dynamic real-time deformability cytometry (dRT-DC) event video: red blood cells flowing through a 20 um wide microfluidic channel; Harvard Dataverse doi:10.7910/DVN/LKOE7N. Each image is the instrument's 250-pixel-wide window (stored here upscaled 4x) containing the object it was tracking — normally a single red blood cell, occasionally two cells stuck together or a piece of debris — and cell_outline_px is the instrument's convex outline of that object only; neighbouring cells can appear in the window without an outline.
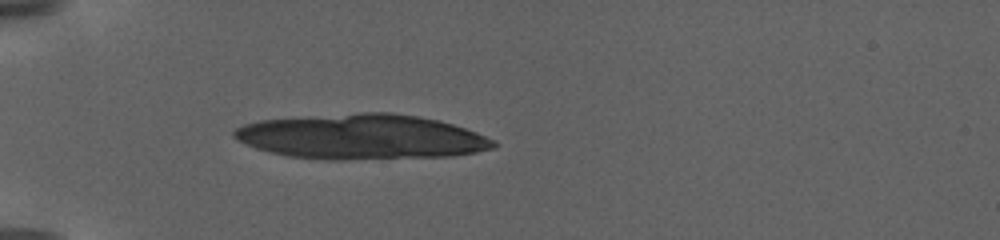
{"species": "human", "species_latin": "Homo sapiens", "temperature_condition": "warm", "stored_images_in_passage": 15, "segment_of_instrument_passage": [1, 2], "camera_frame_rate_fps": 3000, "um_per_image_px": 0.085, "donor": {"sex": "female"}, "frame": {"image": 1, "passage_image": 5, "time_ms": 1.333, "image_size_px": [1000, 240], "cell_outline_px": [[496, 148], [476, 152], [452, 156], [344, 160], [328, 160], [288, 156], [268, 152], [256, 148], [236, 140], [232, 136], [232, 132], [236, 128], [244, 124], [260, 120], [360, 112], [388, 112], [416, 116], [440, 120], [476, 132], [496, 140]], "centroid_in_image_um": [30.73, 11.64], "position_along_channel_um": 54.3, "area_um2": 68.32}}